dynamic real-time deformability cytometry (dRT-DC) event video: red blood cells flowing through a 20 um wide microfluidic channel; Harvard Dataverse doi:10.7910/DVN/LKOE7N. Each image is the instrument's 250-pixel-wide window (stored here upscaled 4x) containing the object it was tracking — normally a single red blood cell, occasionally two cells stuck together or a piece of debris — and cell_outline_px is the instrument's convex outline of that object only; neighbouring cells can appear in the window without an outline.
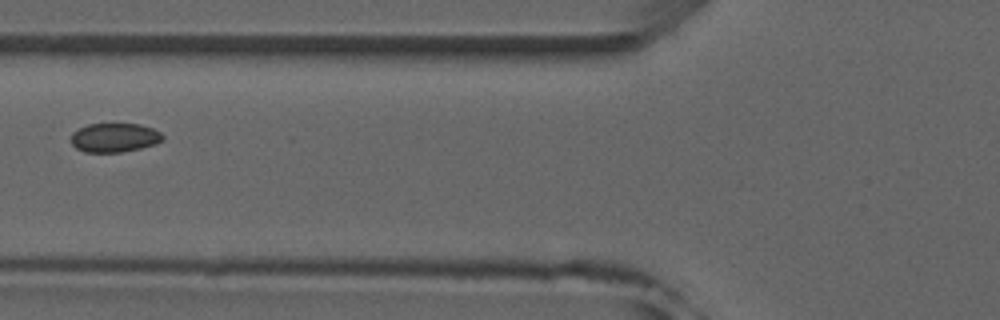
{"species": "common noctule bat (a hibernating species)", "species_latin": "Nyctalus noctula", "temperature_condition": "room temperature", "stored_images_in_passage": 6, "camera_frame_rate_fps": 3000, "um_per_image_px": 0.085, "animal": {"sex": "male", "forearm_length_mm": 52.5}, "frame": {"image": 1, "passage_image": 6, "time_ms": 6.0, "image_size_px": [1000, 320], "cell_outline_px": [[164, 140], [156, 144], [140, 148], [120, 152], [84, 152], [76, 148], [72, 144], [72, 132], [88, 124], [140, 124], [152, 128], [160, 132], [164, 136]], "centroid_in_image_um": [9.75, 11.7], "position_along_channel_um": 116.0, "area_um2": 15.49}}